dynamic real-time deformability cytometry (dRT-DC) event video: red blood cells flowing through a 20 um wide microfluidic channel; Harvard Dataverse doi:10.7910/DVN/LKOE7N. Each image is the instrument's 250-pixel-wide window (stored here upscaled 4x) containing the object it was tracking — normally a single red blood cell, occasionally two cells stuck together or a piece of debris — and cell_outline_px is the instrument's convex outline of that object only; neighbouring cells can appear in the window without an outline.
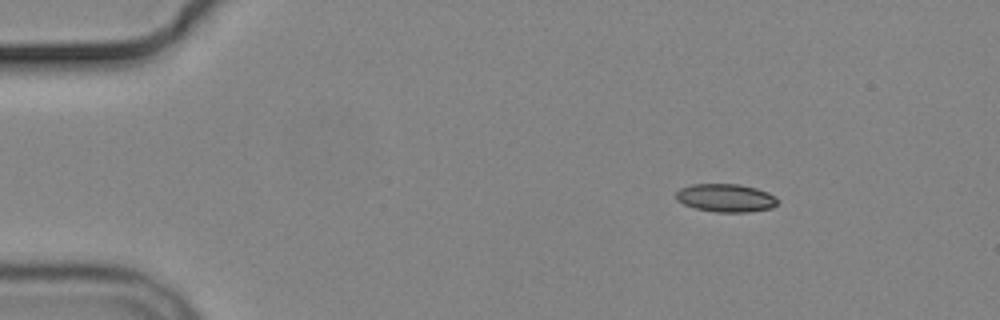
{"species": "common noctule bat (a hibernating species)", "species_latin": "Nyctalus noctula", "temperature_condition": "cold", "stored_images_in_passage": 5, "camera_frame_rate_fps": 3000, "um_per_image_px": 0.085, "animal": {"sex": "male", "body_mass_g": 19.2, "forearm_length_mm": 51.8}, "frame": {"image": 1, "passage_image": 1, "time_ms": 0.0, "image_size_px": [1000, 320], "cell_outline_px": [[780, 200], [772, 208], [748, 212], [716, 212], [696, 208], [684, 204], [676, 200], [676, 192], [680, 188], [692, 184], [740, 184], [756, 188], [768, 192]], "centroid_in_image_um": [61.7, 16.82], "position_along_channel_um": 23.3, "area_um2": 16.7}}
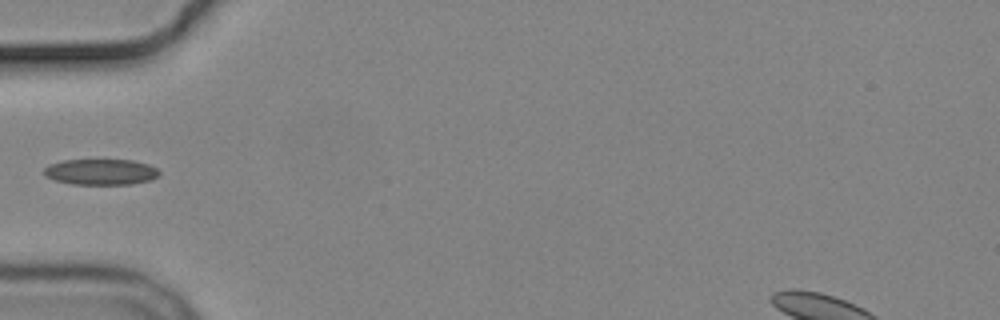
{"frame": {"image": 2, "passage_image": 4, "time_ms": 3.667, "image_size_px": [1000, 320], "cell_outline_px": [[160, 176], [152, 180], [132, 184], [72, 184], [56, 180], [44, 176], [44, 168], [52, 164], [64, 160], [132, 160], [148, 164], [156, 168], [160, 172]], "centroid_in_image_um": [8.62, 14.62], "position_along_channel_um": 76.4, "area_um2": 17.34}}
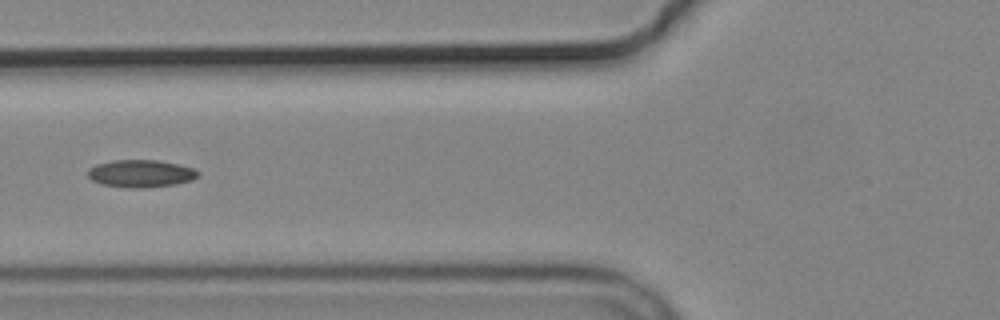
{"frame": {"image": 3, "passage_image": 5, "time_ms": 4.667, "image_size_px": [1000, 320], "cell_outline_px": [[200, 176], [192, 180], [176, 184], [140, 188], [128, 188], [104, 184], [92, 180], [88, 176], [88, 168], [96, 164], [116, 160], [160, 160], [196, 168], [200, 172]], "centroid_in_image_um": [12.02, 14.74], "position_along_channel_um": 113.8, "area_um2": 17.74}}